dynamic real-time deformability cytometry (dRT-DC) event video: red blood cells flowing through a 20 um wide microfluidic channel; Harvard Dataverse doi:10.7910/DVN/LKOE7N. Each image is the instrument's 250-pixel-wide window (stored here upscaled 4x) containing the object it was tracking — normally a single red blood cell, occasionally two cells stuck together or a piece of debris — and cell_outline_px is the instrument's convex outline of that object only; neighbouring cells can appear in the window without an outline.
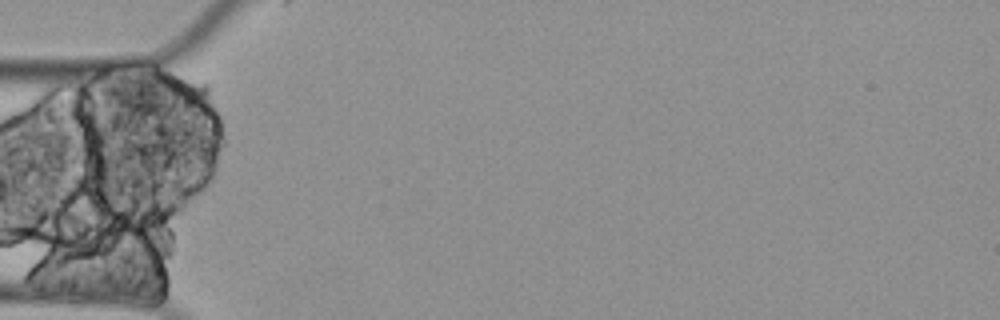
{"species": "Egyptian fruit bat (a non-hibernating species)", "species_latin": "Rousettus aegyptiacus", "temperature_condition": "cold", "stored_images_in_passage": 3, "camera_frame_rate_fps": 3000, "um_per_image_px": 0.085, "animal": {"sex": "female"}, "frame": {"image": 1, "passage_image": 1, "time_ms": 0.0, "image_size_px": [1000, 320], "cell_outline_px": [[208, 96], [196, 104], [148, 116], [116, 104], [104, 96], [100, 92], [108, 88], [136, 76], [160, 68], [208, 84]], "centroid_in_image_um": [13.36, 7.85], "position_along_channel_um": 71.6, "area_um2": 23.0}}
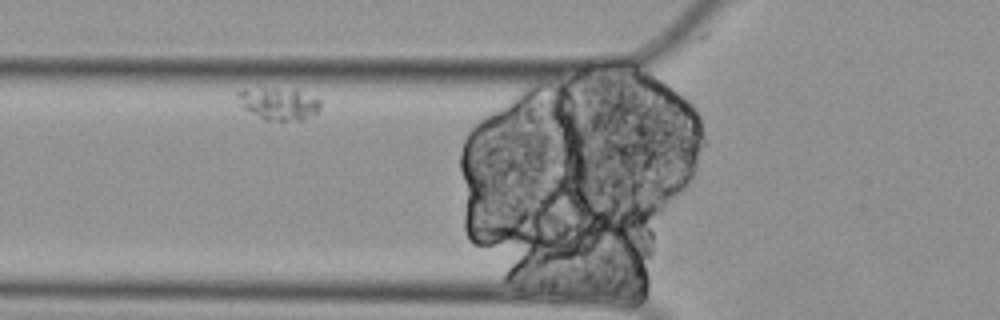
{"frame": {"image": 2, "passage_image": 2, "time_ms": 0.333, "image_size_px": [1000, 320], "cell_outline_px": [[320, 108], [316, 112], [300, 120], [264, 120], [244, 108], [240, 104], [236, 92], [244, 88], [296, 88], [320, 100]], "centroid_in_image_um": [23.66, 8.77], "position_along_channel_um": 102.1, "area_um2": 15.61}}
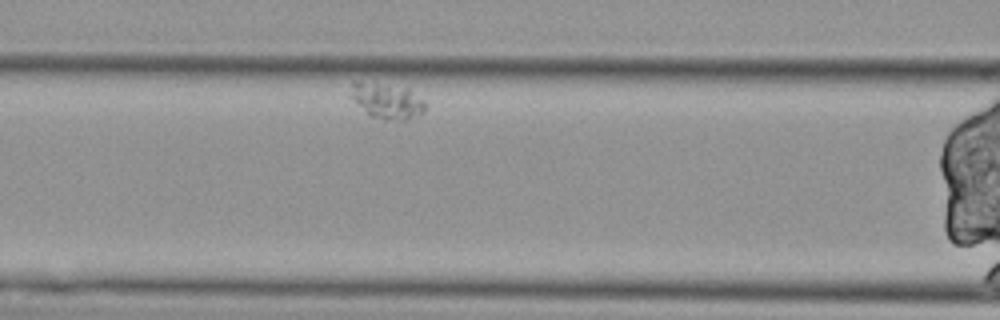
{"frame": {"image": 3, "passage_image": 3, "time_ms": 0.667, "image_size_px": [1000, 320], "cell_outline_px": [[424, 112], [404, 120], [384, 120], [368, 116], [356, 104], [352, 96], [352, 80], [360, 80], [408, 88], [424, 100]], "centroid_in_image_um": [32.85, 8.56], "position_along_channel_um": 133.7, "area_um2": 15.55}}